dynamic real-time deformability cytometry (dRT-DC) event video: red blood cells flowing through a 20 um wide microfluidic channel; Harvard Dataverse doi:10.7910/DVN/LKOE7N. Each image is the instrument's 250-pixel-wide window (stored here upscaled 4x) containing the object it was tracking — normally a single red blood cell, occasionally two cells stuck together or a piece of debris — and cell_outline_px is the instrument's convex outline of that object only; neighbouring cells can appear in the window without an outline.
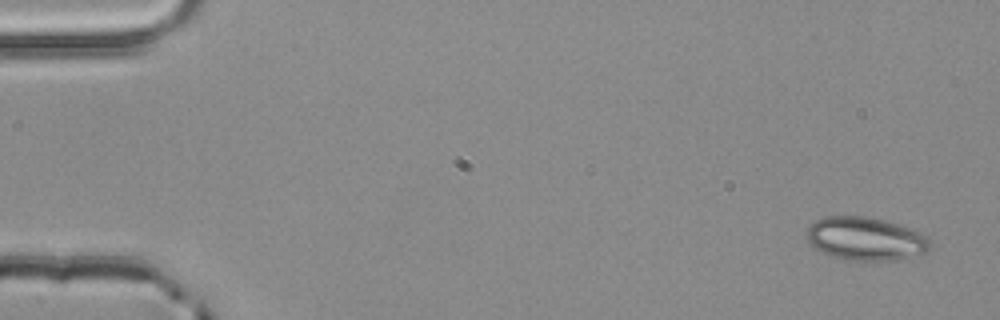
{"species": "common noctule bat (a hibernating species)", "species_latin": "Nyctalus noctula", "temperature_condition": "room temperature", "stored_images_in_passage": 4, "camera_frame_rate_fps": 3000, "um_per_image_px": 0.085, "animal": {"sex": "male", "body_mass_g": 20.4}, "frame": {"image": 1, "passage_image": 1, "time_ms": 0.0, "image_size_px": [1000, 320], "cell_outline_px": [[928, 252], [892, 260], [848, 260], [832, 256], [820, 252], [804, 236], [808, 228], [816, 220], [824, 216], [868, 216], [900, 224], [920, 232], [928, 236]], "centroid_in_image_um": [73.55, 20.27], "position_along_channel_um": 11.5, "area_um2": 31.04}}